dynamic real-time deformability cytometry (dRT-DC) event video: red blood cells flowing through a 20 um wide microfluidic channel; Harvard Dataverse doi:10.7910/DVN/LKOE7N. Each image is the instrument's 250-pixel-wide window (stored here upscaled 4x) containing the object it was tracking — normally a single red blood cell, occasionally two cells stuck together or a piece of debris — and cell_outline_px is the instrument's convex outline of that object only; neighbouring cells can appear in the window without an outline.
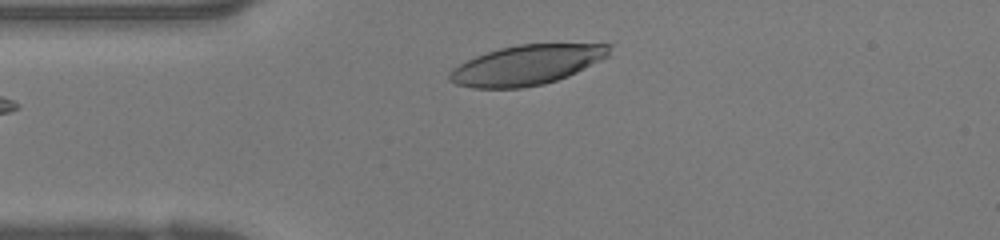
{"species": "human", "species_latin": "Homo sapiens", "temperature_condition": "warm", "stored_images_in_passage": 27, "camera_frame_rate_fps": 3000, "um_per_image_px": 0.085, "donor": {"sex": "female"}, "frame": {"image": 1, "passage_image": 1, "time_ms": 0.0, "image_size_px": [1000, 240], "cell_outline_px": [[612, 44], [608, 56], [568, 76], [544, 84], [520, 88], [472, 88], [456, 84], [448, 80], [448, 72], [452, 68], [476, 56], [500, 48], [520, 44]], "centroid_in_image_um": [44.74, 5.53], "position_along_channel_um": 40.3, "area_um2": 36.82}}
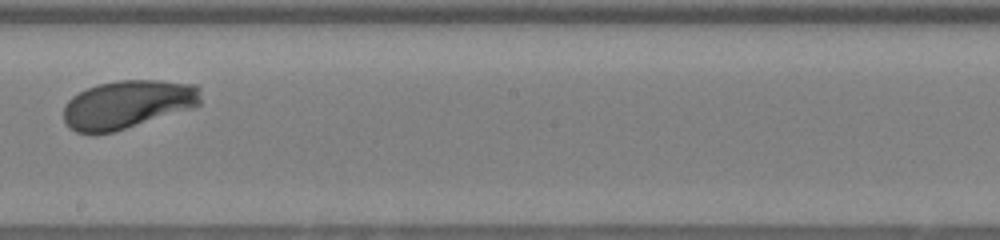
{"frame": {"image": 2, "passage_image": 14, "time_ms": 4.333, "image_size_px": [1000, 240], "cell_outline_px": [[200, 104], [192, 108], [112, 132], [76, 132], [68, 128], [64, 120], [64, 104], [72, 96], [88, 88], [100, 84], [116, 80], [156, 80], [196, 84], [200, 88]], "centroid_in_image_um": [10.84, 8.85], "position_along_channel_um": 237.4, "area_um2": 38.26}}
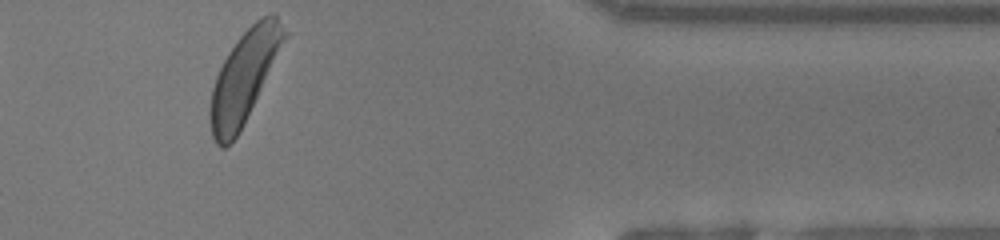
{"frame": {"image": 3, "passage_image": 25, "time_ms": 8.0, "image_size_px": [1000, 240], "cell_outline_px": [[292, 32], [236, 136], [224, 148], [220, 148], [216, 144], [212, 136], [208, 120], [208, 112], [212, 88], [216, 76], [228, 52], [240, 36], [260, 16], [276, 16]], "centroid_in_image_um": [20.78, 6.5], "position_along_channel_um": 390.6, "area_um2": 39.54}}